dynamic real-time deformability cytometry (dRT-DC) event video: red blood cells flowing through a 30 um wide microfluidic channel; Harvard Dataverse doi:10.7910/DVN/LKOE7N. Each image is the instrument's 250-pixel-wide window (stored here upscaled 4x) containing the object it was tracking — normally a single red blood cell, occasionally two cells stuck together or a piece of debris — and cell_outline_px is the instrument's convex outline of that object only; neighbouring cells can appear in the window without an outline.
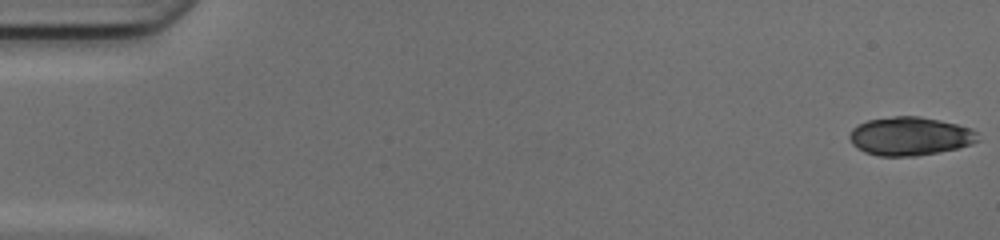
{"species": "common noctule bat (a hibernating species)", "species_latin": "Nyctalus noctula", "temperature_condition": "cold", "stored_images_in_passage": 49, "camera_frame_rate_fps": 3000, "um_per_image_px": 0.085, "animal": {"sex": "female", "body_mass_g": 17.0, "forearm_length_mm": 48.0}, "frame": {"image": 1, "passage_image": 1, "time_ms": 0.0, "image_size_px": [1000, 240], "cell_outline_px": [[980, 140], [972, 144], [956, 148], [916, 156], [880, 156], [864, 152], [856, 148], [852, 144], [848, 136], [852, 128], [868, 120], [896, 116], [920, 116], [940, 120], [972, 128], [976, 132]], "centroid_in_image_um": [77.34, 11.58], "position_along_channel_um": 7.7, "area_um2": 28.78}}
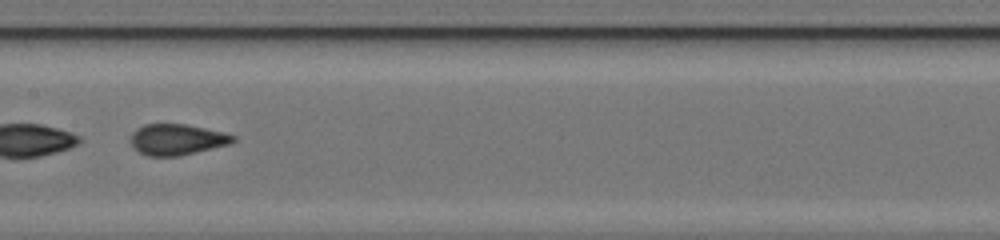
{"frame": {"image": 2, "passage_image": 26, "time_ms": 8.333, "image_size_px": [1000, 240], "cell_outline_px": [[236, 140], [228, 144], [180, 156], [148, 156], [140, 152], [132, 144], [132, 132], [136, 128], [144, 124], [184, 124], [204, 128], [236, 136]], "centroid_in_image_um": [15.02, 11.86], "position_along_channel_um": 192.4, "area_um2": 18.15}}
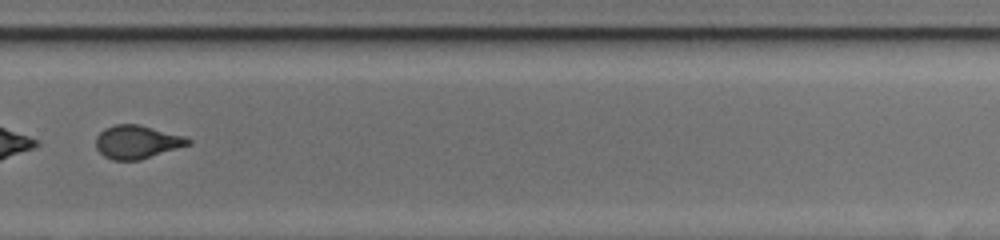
{"frame": {"image": 3, "passage_image": 35, "time_ms": 11.333, "image_size_px": [1000, 240], "cell_outline_px": [[192, 144], [140, 160], [112, 160], [104, 156], [96, 148], [96, 136], [104, 128], [116, 124], [140, 124], [184, 136], [192, 140]], "centroid_in_image_um": [11.65, 12.06], "position_along_channel_um": 318.1, "area_um2": 18.03}, "authors_computed_cell_mechanics": {"area_um2": 19.4208, "velocity_mm_per_s": 4.2177, "shape_relaxation_time_tau1_ms": 10.2001, "shape_relaxation_time_tau2_ms": 0.8468, "deformation_change_tau1": 0.2351, "deformation_change_tau2": 0.0519}}